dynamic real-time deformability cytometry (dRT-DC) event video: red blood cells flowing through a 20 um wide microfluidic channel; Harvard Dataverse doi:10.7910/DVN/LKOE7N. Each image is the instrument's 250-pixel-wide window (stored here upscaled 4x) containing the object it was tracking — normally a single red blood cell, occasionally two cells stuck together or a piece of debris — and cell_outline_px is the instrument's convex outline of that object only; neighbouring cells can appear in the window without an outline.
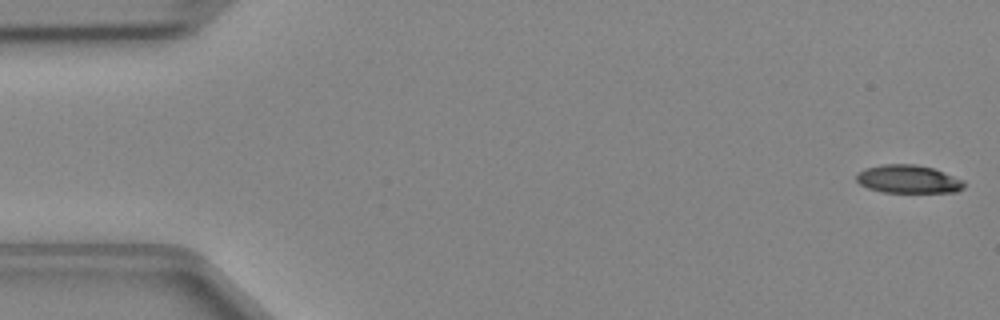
{"species": "Egyptian fruit bat (a non-hibernating species)", "species_latin": "Rousettus aegyptiacus", "temperature_condition": "cold", "stored_images_in_passage": 47, "camera_frame_rate_fps": 3000, "um_per_image_px": 0.085, "animal": {"sex": "female"}, "frame": {"image": 1, "passage_image": 1, "time_ms": 0.0, "image_size_px": [1000, 320], "cell_outline_px": [[964, 188], [956, 192], [884, 192], [868, 188], [860, 184], [856, 180], [856, 176], [864, 168], [880, 164], [916, 164], [932, 168], [964, 180]], "centroid_in_image_um": [77.19, 15.22], "position_along_channel_um": 7.8, "area_um2": 17.63}}
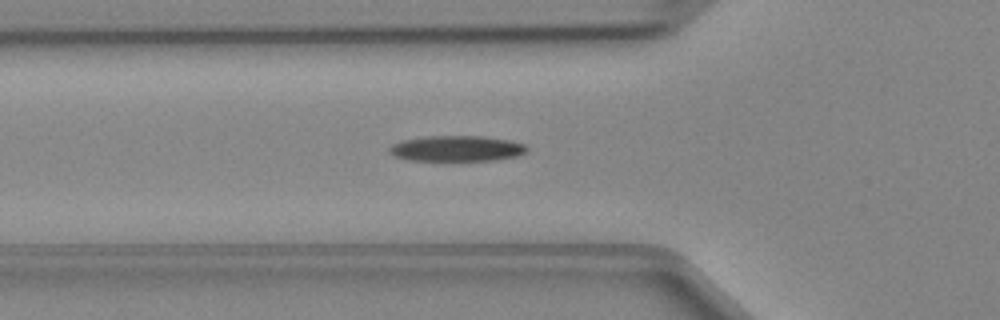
{"frame": {"image": 2, "passage_image": 16, "time_ms": 5.0, "image_size_px": [1000, 320], "cell_outline_px": [[528, 148], [524, 152], [516, 156], [496, 160], [408, 160], [392, 156], [388, 152], [388, 148], [392, 144], [400, 140], [428, 136], [480, 136], [508, 140], [524, 144]], "centroid_in_image_um": [38.74, 12.62], "position_along_channel_um": 87.1, "area_um2": 20.52}}
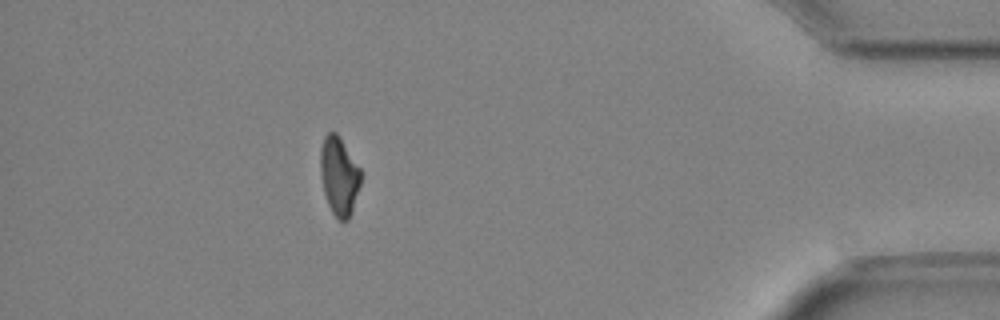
{"frame": {"image": 3, "passage_image": 42, "time_ms": 13.667, "image_size_px": [1000, 320], "cell_outline_px": [[360, 184], [352, 212], [348, 220], [340, 220], [332, 212], [328, 204], [324, 192], [320, 176], [320, 148], [324, 136], [328, 132], [336, 132], [360, 168]], "centroid_in_image_um": [28.8, 14.95], "position_along_channel_um": 406.4, "area_um2": 18.32}}